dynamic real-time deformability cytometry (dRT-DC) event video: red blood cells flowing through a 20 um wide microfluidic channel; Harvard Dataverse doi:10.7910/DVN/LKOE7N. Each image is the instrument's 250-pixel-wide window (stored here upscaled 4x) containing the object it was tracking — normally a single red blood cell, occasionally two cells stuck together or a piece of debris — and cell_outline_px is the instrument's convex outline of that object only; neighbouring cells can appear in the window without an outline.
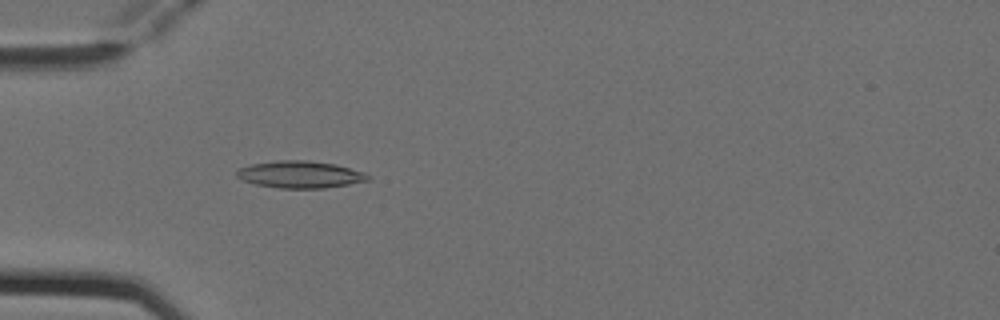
{"species": "Egyptian fruit bat (a non-hibernating species)", "species_latin": "Rousettus aegyptiacus", "temperature_condition": "cold", "stored_images_in_passage": 5, "camera_frame_rate_fps": 3000, "um_per_image_px": 0.085, "animal": {"sex": "female"}, "frame": {"image": 1, "passage_image": 5, "time_ms": 1.333, "image_size_px": [1000, 320], "cell_outline_px": [[368, 180], [348, 184], [324, 188], [280, 188], [256, 184], [244, 180], [236, 176], [236, 172], [240, 168], [252, 164], [280, 160], [308, 160], [336, 164], [364, 172], [368, 176]], "centroid_in_image_um": [25.51, 14.82], "position_along_channel_um": 59.5, "area_um2": 20.4}}